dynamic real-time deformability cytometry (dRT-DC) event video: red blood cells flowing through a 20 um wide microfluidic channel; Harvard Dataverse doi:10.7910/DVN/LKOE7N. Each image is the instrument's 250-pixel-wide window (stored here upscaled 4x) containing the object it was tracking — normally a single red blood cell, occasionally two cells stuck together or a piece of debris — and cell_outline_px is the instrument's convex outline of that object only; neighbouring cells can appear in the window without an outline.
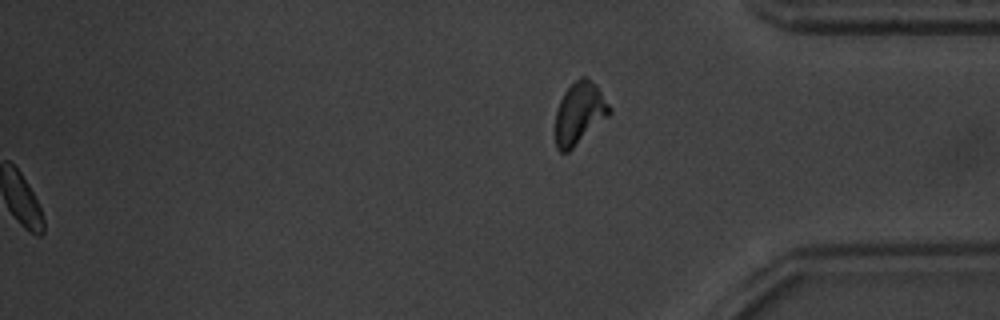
{"species": "common noctule bat (a hibernating species)", "species_latin": "Nyctalus noctula", "temperature_condition": "warm", "stored_images_in_passage": 52, "segment_of_instrument_passage": [2, 2], "camera_frame_rate_fps": 3000, "um_per_image_px": 0.085, "animal": {"sex": "male", "body_mass_g": 20.1, "forearm_length_mm": 53.5}, "frame": {"image": 1, "passage_image": 52, "time_ms": 17.0, "image_size_px": [1000, 320], "cell_outline_px": [[612, 112], [608, 116], [568, 152], [560, 152], [556, 148], [556, 112], [560, 100], [564, 92], [580, 76], [584, 76], [592, 80], [596, 84], [612, 108]], "centroid_in_image_um": [49.26, 9.6], "position_along_channel_um": 385.9, "area_um2": 19.42}}